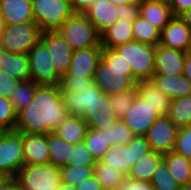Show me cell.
Segmentation results:
<instances>
[{
	"mask_svg": "<svg viewBox=\"0 0 191 190\" xmlns=\"http://www.w3.org/2000/svg\"><path fill=\"white\" fill-rule=\"evenodd\" d=\"M178 134L175 127L167 116H160L148 129L145 135L151 150L167 153L174 149Z\"/></svg>",
	"mask_w": 191,
	"mask_h": 190,
	"instance_id": "13",
	"label": "cell"
},
{
	"mask_svg": "<svg viewBox=\"0 0 191 190\" xmlns=\"http://www.w3.org/2000/svg\"><path fill=\"white\" fill-rule=\"evenodd\" d=\"M18 83V80L0 71V96L9 99L11 92L15 90Z\"/></svg>",
	"mask_w": 191,
	"mask_h": 190,
	"instance_id": "45",
	"label": "cell"
},
{
	"mask_svg": "<svg viewBox=\"0 0 191 190\" xmlns=\"http://www.w3.org/2000/svg\"><path fill=\"white\" fill-rule=\"evenodd\" d=\"M61 173V181L72 186L93 176L94 166H62L59 167Z\"/></svg>",
	"mask_w": 191,
	"mask_h": 190,
	"instance_id": "36",
	"label": "cell"
},
{
	"mask_svg": "<svg viewBox=\"0 0 191 190\" xmlns=\"http://www.w3.org/2000/svg\"><path fill=\"white\" fill-rule=\"evenodd\" d=\"M95 162V159L92 157L90 151L86 148V144L83 141L74 145L71 158H69L66 166H94Z\"/></svg>",
	"mask_w": 191,
	"mask_h": 190,
	"instance_id": "41",
	"label": "cell"
},
{
	"mask_svg": "<svg viewBox=\"0 0 191 190\" xmlns=\"http://www.w3.org/2000/svg\"><path fill=\"white\" fill-rule=\"evenodd\" d=\"M41 34L42 30L35 21L3 24L0 47L10 53L28 54L31 48L40 41Z\"/></svg>",
	"mask_w": 191,
	"mask_h": 190,
	"instance_id": "5",
	"label": "cell"
},
{
	"mask_svg": "<svg viewBox=\"0 0 191 190\" xmlns=\"http://www.w3.org/2000/svg\"><path fill=\"white\" fill-rule=\"evenodd\" d=\"M56 31L73 51L101 46V35L84 13H74Z\"/></svg>",
	"mask_w": 191,
	"mask_h": 190,
	"instance_id": "4",
	"label": "cell"
},
{
	"mask_svg": "<svg viewBox=\"0 0 191 190\" xmlns=\"http://www.w3.org/2000/svg\"><path fill=\"white\" fill-rule=\"evenodd\" d=\"M155 190H179L180 184L171 176L164 161L154 171L150 181Z\"/></svg>",
	"mask_w": 191,
	"mask_h": 190,
	"instance_id": "37",
	"label": "cell"
},
{
	"mask_svg": "<svg viewBox=\"0 0 191 190\" xmlns=\"http://www.w3.org/2000/svg\"><path fill=\"white\" fill-rule=\"evenodd\" d=\"M64 105L70 116L82 117L94 100L103 92L93 82L89 87L60 88Z\"/></svg>",
	"mask_w": 191,
	"mask_h": 190,
	"instance_id": "14",
	"label": "cell"
},
{
	"mask_svg": "<svg viewBox=\"0 0 191 190\" xmlns=\"http://www.w3.org/2000/svg\"><path fill=\"white\" fill-rule=\"evenodd\" d=\"M0 71L18 81L30 79L28 54L10 53L0 47Z\"/></svg>",
	"mask_w": 191,
	"mask_h": 190,
	"instance_id": "23",
	"label": "cell"
},
{
	"mask_svg": "<svg viewBox=\"0 0 191 190\" xmlns=\"http://www.w3.org/2000/svg\"><path fill=\"white\" fill-rule=\"evenodd\" d=\"M134 40L140 43L157 46L160 42L161 31L154 27L150 22L138 16L133 21Z\"/></svg>",
	"mask_w": 191,
	"mask_h": 190,
	"instance_id": "34",
	"label": "cell"
},
{
	"mask_svg": "<svg viewBox=\"0 0 191 190\" xmlns=\"http://www.w3.org/2000/svg\"><path fill=\"white\" fill-rule=\"evenodd\" d=\"M69 116L59 85H38L32 103L17 112L14 130L48 134Z\"/></svg>",
	"mask_w": 191,
	"mask_h": 190,
	"instance_id": "1",
	"label": "cell"
},
{
	"mask_svg": "<svg viewBox=\"0 0 191 190\" xmlns=\"http://www.w3.org/2000/svg\"><path fill=\"white\" fill-rule=\"evenodd\" d=\"M22 152L25 164H49L47 134L22 133Z\"/></svg>",
	"mask_w": 191,
	"mask_h": 190,
	"instance_id": "19",
	"label": "cell"
},
{
	"mask_svg": "<svg viewBox=\"0 0 191 190\" xmlns=\"http://www.w3.org/2000/svg\"><path fill=\"white\" fill-rule=\"evenodd\" d=\"M93 83L92 78H77L69 75L68 73L65 74L59 85L60 88H82V87H89Z\"/></svg>",
	"mask_w": 191,
	"mask_h": 190,
	"instance_id": "44",
	"label": "cell"
},
{
	"mask_svg": "<svg viewBox=\"0 0 191 190\" xmlns=\"http://www.w3.org/2000/svg\"><path fill=\"white\" fill-rule=\"evenodd\" d=\"M30 79L38 85H60L62 77L57 73L52 57L41 42H37L28 52Z\"/></svg>",
	"mask_w": 191,
	"mask_h": 190,
	"instance_id": "9",
	"label": "cell"
},
{
	"mask_svg": "<svg viewBox=\"0 0 191 190\" xmlns=\"http://www.w3.org/2000/svg\"><path fill=\"white\" fill-rule=\"evenodd\" d=\"M138 94L151 105L160 116H167L172 99L165 95L152 80L136 83Z\"/></svg>",
	"mask_w": 191,
	"mask_h": 190,
	"instance_id": "24",
	"label": "cell"
},
{
	"mask_svg": "<svg viewBox=\"0 0 191 190\" xmlns=\"http://www.w3.org/2000/svg\"><path fill=\"white\" fill-rule=\"evenodd\" d=\"M37 87L38 84L31 79L19 81L9 98L16 112L27 108L32 103Z\"/></svg>",
	"mask_w": 191,
	"mask_h": 190,
	"instance_id": "33",
	"label": "cell"
},
{
	"mask_svg": "<svg viewBox=\"0 0 191 190\" xmlns=\"http://www.w3.org/2000/svg\"><path fill=\"white\" fill-rule=\"evenodd\" d=\"M93 82L107 95L131 90L136 86L130 65L113 48L103 47L93 74Z\"/></svg>",
	"mask_w": 191,
	"mask_h": 190,
	"instance_id": "2",
	"label": "cell"
},
{
	"mask_svg": "<svg viewBox=\"0 0 191 190\" xmlns=\"http://www.w3.org/2000/svg\"><path fill=\"white\" fill-rule=\"evenodd\" d=\"M172 100L191 95V82L181 75H153L151 79Z\"/></svg>",
	"mask_w": 191,
	"mask_h": 190,
	"instance_id": "25",
	"label": "cell"
},
{
	"mask_svg": "<svg viewBox=\"0 0 191 190\" xmlns=\"http://www.w3.org/2000/svg\"><path fill=\"white\" fill-rule=\"evenodd\" d=\"M40 41L48 49L57 73L63 77L70 68L73 50L56 30L42 31Z\"/></svg>",
	"mask_w": 191,
	"mask_h": 190,
	"instance_id": "12",
	"label": "cell"
},
{
	"mask_svg": "<svg viewBox=\"0 0 191 190\" xmlns=\"http://www.w3.org/2000/svg\"><path fill=\"white\" fill-rule=\"evenodd\" d=\"M159 44L189 53L191 49V29L180 17H173L161 31Z\"/></svg>",
	"mask_w": 191,
	"mask_h": 190,
	"instance_id": "16",
	"label": "cell"
},
{
	"mask_svg": "<svg viewBox=\"0 0 191 190\" xmlns=\"http://www.w3.org/2000/svg\"><path fill=\"white\" fill-rule=\"evenodd\" d=\"M160 117L157 111L138 93L131 108L121 120L132 130L135 136H145L151 125Z\"/></svg>",
	"mask_w": 191,
	"mask_h": 190,
	"instance_id": "11",
	"label": "cell"
},
{
	"mask_svg": "<svg viewBox=\"0 0 191 190\" xmlns=\"http://www.w3.org/2000/svg\"><path fill=\"white\" fill-rule=\"evenodd\" d=\"M185 57L186 52L158 44L155 50L154 75H181L183 73Z\"/></svg>",
	"mask_w": 191,
	"mask_h": 190,
	"instance_id": "17",
	"label": "cell"
},
{
	"mask_svg": "<svg viewBox=\"0 0 191 190\" xmlns=\"http://www.w3.org/2000/svg\"><path fill=\"white\" fill-rule=\"evenodd\" d=\"M93 175L100 181L103 190H117L127 176L125 173L102 163L100 160L95 162Z\"/></svg>",
	"mask_w": 191,
	"mask_h": 190,
	"instance_id": "32",
	"label": "cell"
},
{
	"mask_svg": "<svg viewBox=\"0 0 191 190\" xmlns=\"http://www.w3.org/2000/svg\"><path fill=\"white\" fill-rule=\"evenodd\" d=\"M95 0H70L74 13H84Z\"/></svg>",
	"mask_w": 191,
	"mask_h": 190,
	"instance_id": "49",
	"label": "cell"
},
{
	"mask_svg": "<svg viewBox=\"0 0 191 190\" xmlns=\"http://www.w3.org/2000/svg\"><path fill=\"white\" fill-rule=\"evenodd\" d=\"M58 190H77L75 186L67 184L65 182H61L60 187Z\"/></svg>",
	"mask_w": 191,
	"mask_h": 190,
	"instance_id": "55",
	"label": "cell"
},
{
	"mask_svg": "<svg viewBox=\"0 0 191 190\" xmlns=\"http://www.w3.org/2000/svg\"><path fill=\"white\" fill-rule=\"evenodd\" d=\"M182 75L191 82V54L186 53Z\"/></svg>",
	"mask_w": 191,
	"mask_h": 190,
	"instance_id": "50",
	"label": "cell"
},
{
	"mask_svg": "<svg viewBox=\"0 0 191 190\" xmlns=\"http://www.w3.org/2000/svg\"><path fill=\"white\" fill-rule=\"evenodd\" d=\"M135 135L132 130L119 119L117 123L106 129L107 142L112 145H126Z\"/></svg>",
	"mask_w": 191,
	"mask_h": 190,
	"instance_id": "38",
	"label": "cell"
},
{
	"mask_svg": "<svg viewBox=\"0 0 191 190\" xmlns=\"http://www.w3.org/2000/svg\"><path fill=\"white\" fill-rule=\"evenodd\" d=\"M77 190H103L100 181L93 175L75 186Z\"/></svg>",
	"mask_w": 191,
	"mask_h": 190,
	"instance_id": "48",
	"label": "cell"
},
{
	"mask_svg": "<svg viewBox=\"0 0 191 190\" xmlns=\"http://www.w3.org/2000/svg\"><path fill=\"white\" fill-rule=\"evenodd\" d=\"M113 49L130 65L132 77L136 82L152 79L156 46L133 40Z\"/></svg>",
	"mask_w": 191,
	"mask_h": 190,
	"instance_id": "3",
	"label": "cell"
},
{
	"mask_svg": "<svg viewBox=\"0 0 191 190\" xmlns=\"http://www.w3.org/2000/svg\"><path fill=\"white\" fill-rule=\"evenodd\" d=\"M117 190H155L148 181H140L126 176Z\"/></svg>",
	"mask_w": 191,
	"mask_h": 190,
	"instance_id": "46",
	"label": "cell"
},
{
	"mask_svg": "<svg viewBox=\"0 0 191 190\" xmlns=\"http://www.w3.org/2000/svg\"><path fill=\"white\" fill-rule=\"evenodd\" d=\"M174 17H179L191 8V0H167Z\"/></svg>",
	"mask_w": 191,
	"mask_h": 190,
	"instance_id": "47",
	"label": "cell"
},
{
	"mask_svg": "<svg viewBox=\"0 0 191 190\" xmlns=\"http://www.w3.org/2000/svg\"><path fill=\"white\" fill-rule=\"evenodd\" d=\"M139 16L150 22L160 31L174 17L167 0H140Z\"/></svg>",
	"mask_w": 191,
	"mask_h": 190,
	"instance_id": "21",
	"label": "cell"
},
{
	"mask_svg": "<svg viewBox=\"0 0 191 190\" xmlns=\"http://www.w3.org/2000/svg\"><path fill=\"white\" fill-rule=\"evenodd\" d=\"M12 177L5 172H0V187L7 183Z\"/></svg>",
	"mask_w": 191,
	"mask_h": 190,
	"instance_id": "54",
	"label": "cell"
},
{
	"mask_svg": "<svg viewBox=\"0 0 191 190\" xmlns=\"http://www.w3.org/2000/svg\"><path fill=\"white\" fill-rule=\"evenodd\" d=\"M138 93V88L135 86L131 90L120 92L111 95V105L116 116L121 119L126 115L127 111L131 108L134 97Z\"/></svg>",
	"mask_w": 191,
	"mask_h": 190,
	"instance_id": "39",
	"label": "cell"
},
{
	"mask_svg": "<svg viewBox=\"0 0 191 190\" xmlns=\"http://www.w3.org/2000/svg\"><path fill=\"white\" fill-rule=\"evenodd\" d=\"M133 21L117 20L101 34V46L115 48L133 41Z\"/></svg>",
	"mask_w": 191,
	"mask_h": 190,
	"instance_id": "26",
	"label": "cell"
},
{
	"mask_svg": "<svg viewBox=\"0 0 191 190\" xmlns=\"http://www.w3.org/2000/svg\"><path fill=\"white\" fill-rule=\"evenodd\" d=\"M191 29V8L179 16Z\"/></svg>",
	"mask_w": 191,
	"mask_h": 190,
	"instance_id": "52",
	"label": "cell"
},
{
	"mask_svg": "<svg viewBox=\"0 0 191 190\" xmlns=\"http://www.w3.org/2000/svg\"><path fill=\"white\" fill-rule=\"evenodd\" d=\"M20 187L15 177H12L7 183L0 187V190H19Z\"/></svg>",
	"mask_w": 191,
	"mask_h": 190,
	"instance_id": "51",
	"label": "cell"
},
{
	"mask_svg": "<svg viewBox=\"0 0 191 190\" xmlns=\"http://www.w3.org/2000/svg\"><path fill=\"white\" fill-rule=\"evenodd\" d=\"M84 143L95 161L100 160L104 153L111 147L109 142H107L106 128L101 130L88 128Z\"/></svg>",
	"mask_w": 191,
	"mask_h": 190,
	"instance_id": "35",
	"label": "cell"
},
{
	"mask_svg": "<svg viewBox=\"0 0 191 190\" xmlns=\"http://www.w3.org/2000/svg\"><path fill=\"white\" fill-rule=\"evenodd\" d=\"M173 151L191 160V125L178 129Z\"/></svg>",
	"mask_w": 191,
	"mask_h": 190,
	"instance_id": "42",
	"label": "cell"
},
{
	"mask_svg": "<svg viewBox=\"0 0 191 190\" xmlns=\"http://www.w3.org/2000/svg\"><path fill=\"white\" fill-rule=\"evenodd\" d=\"M111 3H113L114 5L118 6V5H122V4H130V3H134L137 2L139 0H107Z\"/></svg>",
	"mask_w": 191,
	"mask_h": 190,
	"instance_id": "53",
	"label": "cell"
},
{
	"mask_svg": "<svg viewBox=\"0 0 191 190\" xmlns=\"http://www.w3.org/2000/svg\"><path fill=\"white\" fill-rule=\"evenodd\" d=\"M3 24H21L33 22L31 0H0Z\"/></svg>",
	"mask_w": 191,
	"mask_h": 190,
	"instance_id": "22",
	"label": "cell"
},
{
	"mask_svg": "<svg viewBox=\"0 0 191 190\" xmlns=\"http://www.w3.org/2000/svg\"><path fill=\"white\" fill-rule=\"evenodd\" d=\"M163 161L171 176L180 184H189L191 176V160L175 151L164 153Z\"/></svg>",
	"mask_w": 191,
	"mask_h": 190,
	"instance_id": "29",
	"label": "cell"
},
{
	"mask_svg": "<svg viewBox=\"0 0 191 190\" xmlns=\"http://www.w3.org/2000/svg\"><path fill=\"white\" fill-rule=\"evenodd\" d=\"M163 157V153L151 150L130 168L127 176L135 180L150 182L154 171L163 161Z\"/></svg>",
	"mask_w": 191,
	"mask_h": 190,
	"instance_id": "28",
	"label": "cell"
},
{
	"mask_svg": "<svg viewBox=\"0 0 191 190\" xmlns=\"http://www.w3.org/2000/svg\"><path fill=\"white\" fill-rule=\"evenodd\" d=\"M179 190H191V184L180 185Z\"/></svg>",
	"mask_w": 191,
	"mask_h": 190,
	"instance_id": "56",
	"label": "cell"
},
{
	"mask_svg": "<svg viewBox=\"0 0 191 190\" xmlns=\"http://www.w3.org/2000/svg\"><path fill=\"white\" fill-rule=\"evenodd\" d=\"M2 28H3V22H2L1 11H0V33Z\"/></svg>",
	"mask_w": 191,
	"mask_h": 190,
	"instance_id": "57",
	"label": "cell"
},
{
	"mask_svg": "<svg viewBox=\"0 0 191 190\" xmlns=\"http://www.w3.org/2000/svg\"><path fill=\"white\" fill-rule=\"evenodd\" d=\"M22 190H58L61 184L59 167L49 164H25L15 176Z\"/></svg>",
	"mask_w": 191,
	"mask_h": 190,
	"instance_id": "6",
	"label": "cell"
},
{
	"mask_svg": "<svg viewBox=\"0 0 191 190\" xmlns=\"http://www.w3.org/2000/svg\"><path fill=\"white\" fill-rule=\"evenodd\" d=\"M87 130L88 125L82 117L69 116L53 133L65 142L76 145L84 141Z\"/></svg>",
	"mask_w": 191,
	"mask_h": 190,
	"instance_id": "27",
	"label": "cell"
},
{
	"mask_svg": "<svg viewBox=\"0 0 191 190\" xmlns=\"http://www.w3.org/2000/svg\"><path fill=\"white\" fill-rule=\"evenodd\" d=\"M167 117L178 129L191 125V95L173 99Z\"/></svg>",
	"mask_w": 191,
	"mask_h": 190,
	"instance_id": "31",
	"label": "cell"
},
{
	"mask_svg": "<svg viewBox=\"0 0 191 190\" xmlns=\"http://www.w3.org/2000/svg\"><path fill=\"white\" fill-rule=\"evenodd\" d=\"M102 46L73 51L68 74L77 78H93L97 63L102 55Z\"/></svg>",
	"mask_w": 191,
	"mask_h": 190,
	"instance_id": "18",
	"label": "cell"
},
{
	"mask_svg": "<svg viewBox=\"0 0 191 190\" xmlns=\"http://www.w3.org/2000/svg\"><path fill=\"white\" fill-rule=\"evenodd\" d=\"M47 144L50 153V163L56 167L66 165L69 158H71L74 145L65 142L53 132L47 134Z\"/></svg>",
	"mask_w": 191,
	"mask_h": 190,
	"instance_id": "30",
	"label": "cell"
},
{
	"mask_svg": "<svg viewBox=\"0 0 191 190\" xmlns=\"http://www.w3.org/2000/svg\"><path fill=\"white\" fill-rule=\"evenodd\" d=\"M84 14L101 35L118 20V6L107 0H95Z\"/></svg>",
	"mask_w": 191,
	"mask_h": 190,
	"instance_id": "20",
	"label": "cell"
},
{
	"mask_svg": "<svg viewBox=\"0 0 191 190\" xmlns=\"http://www.w3.org/2000/svg\"><path fill=\"white\" fill-rule=\"evenodd\" d=\"M17 112L8 98L0 96V132L12 131L15 129Z\"/></svg>",
	"mask_w": 191,
	"mask_h": 190,
	"instance_id": "40",
	"label": "cell"
},
{
	"mask_svg": "<svg viewBox=\"0 0 191 190\" xmlns=\"http://www.w3.org/2000/svg\"><path fill=\"white\" fill-rule=\"evenodd\" d=\"M151 151L145 136H134L126 145H112L100 159L108 166L126 175L130 168L145 154Z\"/></svg>",
	"mask_w": 191,
	"mask_h": 190,
	"instance_id": "7",
	"label": "cell"
},
{
	"mask_svg": "<svg viewBox=\"0 0 191 190\" xmlns=\"http://www.w3.org/2000/svg\"><path fill=\"white\" fill-rule=\"evenodd\" d=\"M25 165L22 133L16 130L0 133V172L15 177Z\"/></svg>",
	"mask_w": 191,
	"mask_h": 190,
	"instance_id": "10",
	"label": "cell"
},
{
	"mask_svg": "<svg viewBox=\"0 0 191 190\" xmlns=\"http://www.w3.org/2000/svg\"><path fill=\"white\" fill-rule=\"evenodd\" d=\"M34 21L42 31L56 30L74 12L70 0H31Z\"/></svg>",
	"mask_w": 191,
	"mask_h": 190,
	"instance_id": "8",
	"label": "cell"
},
{
	"mask_svg": "<svg viewBox=\"0 0 191 190\" xmlns=\"http://www.w3.org/2000/svg\"><path fill=\"white\" fill-rule=\"evenodd\" d=\"M140 12V0L130 4L118 5V20L134 21Z\"/></svg>",
	"mask_w": 191,
	"mask_h": 190,
	"instance_id": "43",
	"label": "cell"
},
{
	"mask_svg": "<svg viewBox=\"0 0 191 190\" xmlns=\"http://www.w3.org/2000/svg\"><path fill=\"white\" fill-rule=\"evenodd\" d=\"M82 118L86 121L88 128L93 130L110 128L119 120L113 111L111 96L105 93L94 100L90 109H86Z\"/></svg>",
	"mask_w": 191,
	"mask_h": 190,
	"instance_id": "15",
	"label": "cell"
}]
</instances>
